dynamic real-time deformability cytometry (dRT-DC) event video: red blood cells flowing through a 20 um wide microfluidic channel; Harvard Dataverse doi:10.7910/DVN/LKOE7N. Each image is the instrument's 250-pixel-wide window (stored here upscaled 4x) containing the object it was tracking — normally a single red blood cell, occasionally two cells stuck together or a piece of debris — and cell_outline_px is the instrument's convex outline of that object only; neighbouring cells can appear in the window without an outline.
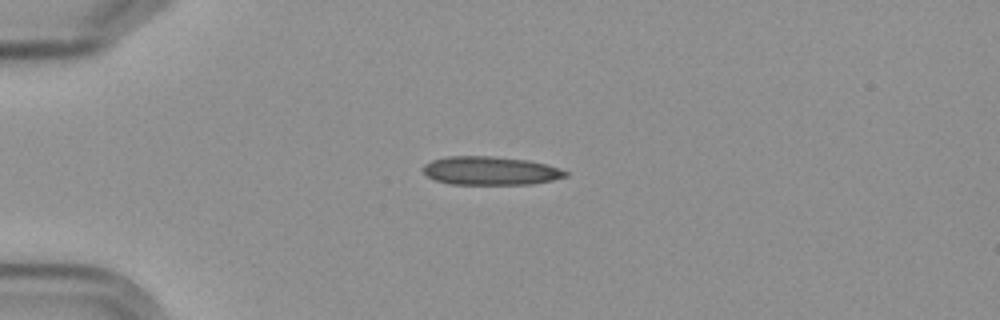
{"species": "Egyptian fruit bat (a non-hibernating species)", "species_latin": "Rousettus aegyptiacus", "temperature_condition": "cold", "stored_images_in_passage": 2, "camera_frame_rate_fps": 3000, "um_per_image_px": 0.085, "frame": {"image": 1, "passage_image": 1, "time_ms": 0.0, "image_size_px": [1000, 320], "cell_outline_px": [[568, 176], [552, 180], [532, 184], [448, 184], [436, 180], [428, 176], [424, 172], [424, 164], [432, 160], [448, 156], [492, 156], [528, 160], [548, 164], [568, 172]], "centroid_in_image_um": [41.7, 14.51], "position_along_channel_um": 43.3, "area_um2": 23.64}}